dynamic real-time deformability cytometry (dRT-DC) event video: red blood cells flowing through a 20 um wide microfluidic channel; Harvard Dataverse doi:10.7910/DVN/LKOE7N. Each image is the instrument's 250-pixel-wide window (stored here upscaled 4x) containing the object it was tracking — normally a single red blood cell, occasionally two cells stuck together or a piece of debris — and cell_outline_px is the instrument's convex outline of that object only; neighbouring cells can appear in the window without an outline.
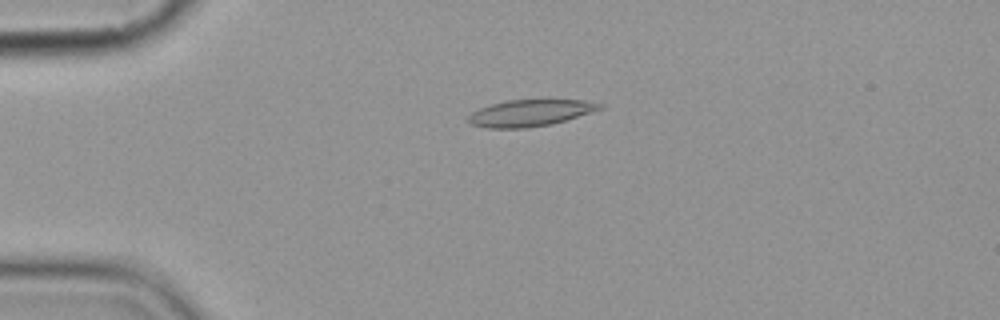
{"species": "common noctule bat (a hibernating species)", "species_latin": "Nyctalus noctula", "temperature_condition": "cold", "stored_images_in_passage": 6, "camera_frame_rate_fps": 3000, "um_per_image_px": 0.085, "animal": {"sex": "female", "body_mass_g": 19.9}, "frame": {"image": 1, "passage_image": 4, "time_ms": 4.333, "image_size_px": [1000, 320], "cell_outline_px": [[604, 108], [552, 124], [524, 128], [488, 128], [472, 124], [468, 120], [468, 116], [472, 112], [480, 108], [492, 104], [508, 100], [548, 96], [584, 100], [604, 104]], "centroid_in_image_um": [45.15, 9.54], "position_along_channel_um": 39.8, "area_um2": 21.27}}
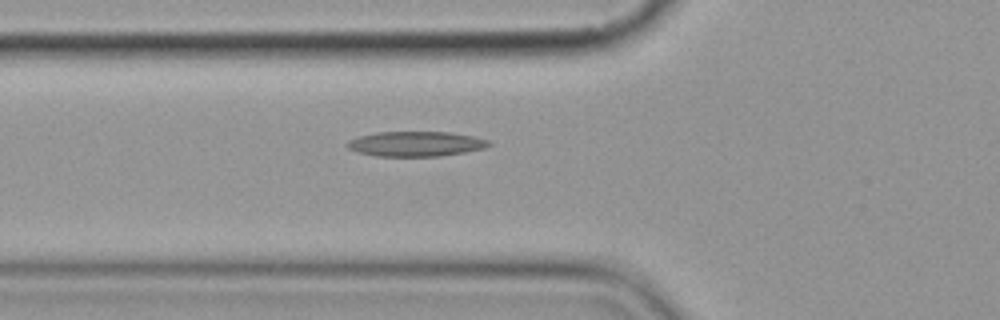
{"frame": {"image": 2, "passage_image": 6, "time_ms": 6.667, "image_size_px": [1000, 320], "cell_outline_px": [[492, 144], [484, 148], [464, 152], [440, 156], [376, 156], [360, 152], [348, 148], [344, 144], [348, 140], [360, 136], [376, 132], [452, 132], [472, 136], [488, 140]], "centroid_in_image_um": [35.33, 12.22], "position_along_channel_um": 90.5, "area_um2": 20.52}}